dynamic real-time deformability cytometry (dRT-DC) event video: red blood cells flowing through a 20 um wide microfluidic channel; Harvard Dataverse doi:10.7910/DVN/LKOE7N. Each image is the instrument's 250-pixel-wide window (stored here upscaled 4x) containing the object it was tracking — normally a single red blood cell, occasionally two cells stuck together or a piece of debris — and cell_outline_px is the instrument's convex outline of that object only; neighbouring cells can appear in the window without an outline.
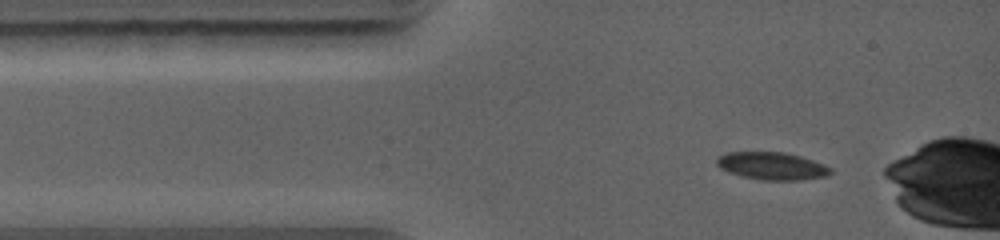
{"species": "common noctule bat (a hibernating species)", "species_latin": "Nyctalus noctula", "temperature_condition": "warm", "stored_images_in_passage": 13, "camera_frame_rate_fps": 5000, "um_per_image_px": 0.085, "animal": {"sex": "female", "body_mass_g": 19.0, "forearm_length_mm": 56.7}, "frame": {"image": 1, "passage_image": 1, "time_ms": 0.0, "image_size_px": [1000, 240], "cell_outline_px": [[832, 172], [828, 176], [800, 180], [764, 180], [744, 176], [728, 172], [720, 168], [716, 164], [716, 156], [728, 152], [784, 152], [800, 156], [824, 164], [832, 168]], "centroid_in_image_um": [65.62, 14.1], "position_along_channel_um": 19.4, "area_um2": 18.32}}
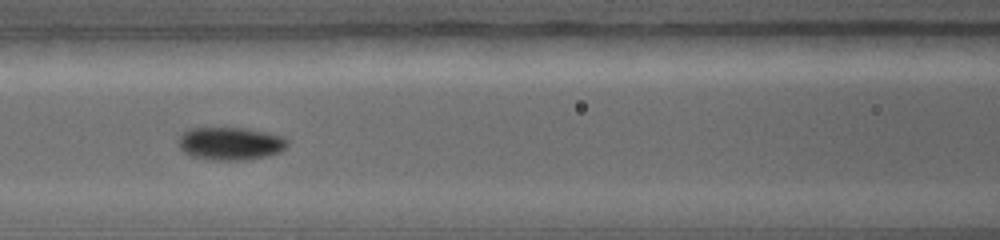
{"frame": {"image": 2, "passage_image": 5, "time_ms": 3.4, "image_size_px": [1000, 240], "cell_outline_px": [[288, 144], [280, 152], [268, 156], [248, 160], [212, 160], [192, 156], [184, 152], [180, 148], [180, 136], [188, 128], [248, 128], [284, 136], [288, 140]], "centroid_in_image_um": [19.63, 12.2], "position_along_channel_um": 147.0, "area_um2": 20.98}}
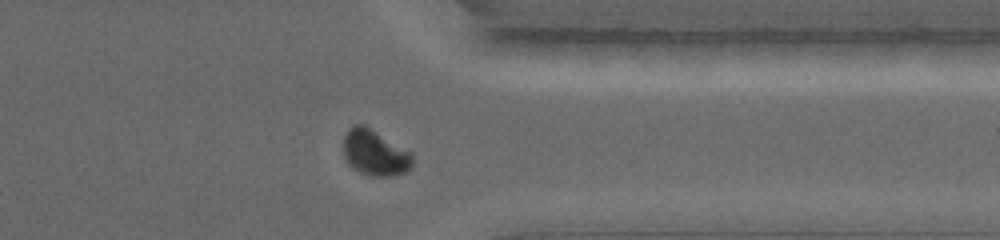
{"frame": {"image": 3, "passage_image": 11, "time_ms": 8.4, "image_size_px": [1000, 240], "cell_outline_px": [[412, 164], [404, 172], [392, 176], [372, 176], [360, 172], [352, 168], [348, 164], [344, 156], [344, 136], [348, 128], [352, 124], [364, 124], [412, 152]], "centroid_in_image_um": [31.84, 12.96], "position_along_channel_um": 379.6, "area_um2": 18.5}}